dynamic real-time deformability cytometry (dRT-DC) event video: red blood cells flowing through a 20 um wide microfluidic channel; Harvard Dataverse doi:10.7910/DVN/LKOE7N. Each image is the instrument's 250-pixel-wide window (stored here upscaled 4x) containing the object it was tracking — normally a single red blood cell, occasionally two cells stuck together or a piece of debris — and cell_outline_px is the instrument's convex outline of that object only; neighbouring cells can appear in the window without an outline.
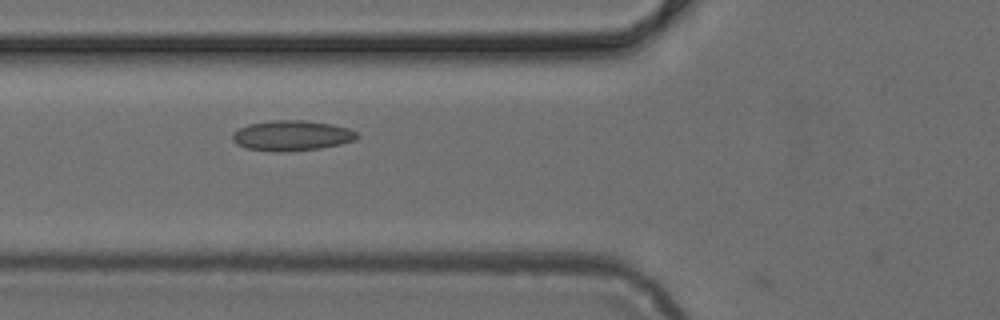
{"species": "common noctule bat (a hibernating species)", "species_latin": "Nyctalus noctula", "temperature_condition": "cold", "stored_images_in_passage": 4, "camera_frame_rate_fps": 3000, "um_per_image_px": 0.085, "animal": {"sex": "female", "body_mass_g": 24.6, "forearm_length_mm": 56.2}, "frame": {"image": 1, "passage_image": 2, "time_ms": 0.333, "image_size_px": [1000, 320], "cell_outline_px": [[360, 136], [356, 140], [340, 144], [320, 148], [248, 148], [236, 144], [232, 140], [232, 132], [248, 124], [272, 120], [304, 120], [332, 124], [348, 128], [356, 132]], "centroid_in_image_um": [24.84, 11.46], "position_along_channel_um": 101.0, "area_um2": 20.92}}
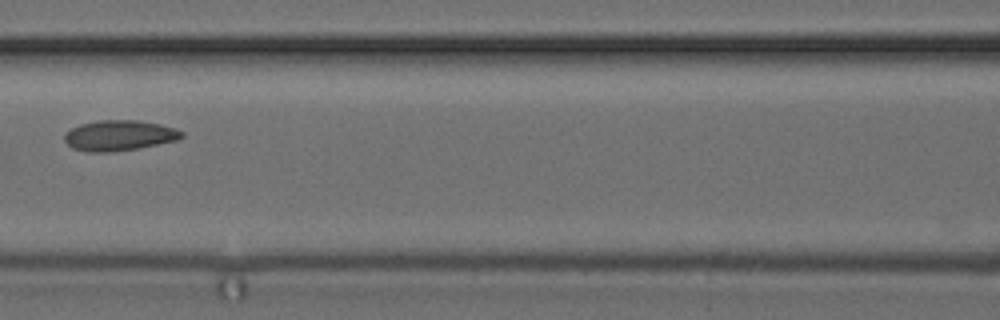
{"frame": {"image": 2, "passage_image": 3, "time_ms": 0.667, "image_size_px": [1000, 320], "cell_outline_px": [[184, 136], [176, 140], [136, 148], [112, 152], [88, 152], [72, 148], [64, 140], [64, 132], [80, 124], [100, 120], [136, 120], [160, 124], [176, 128], [184, 132]], "centroid_in_image_um": [10.11, 11.51], "position_along_channel_um": 156.5, "area_um2": 20.75}}
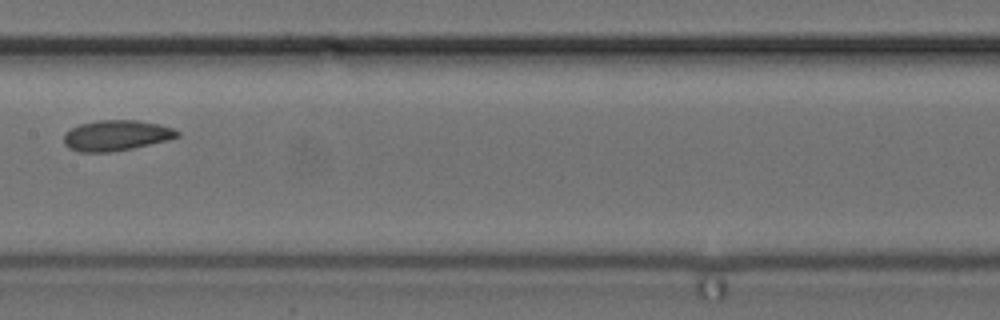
{"frame": {"image": 3, "passage_image": 4, "time_ms": 1.0, "image_size_px": [1000, 320], "cell_outline_px": [[180, 136], [168, 140], [132, 148], [112, 152], [80, 152], [68, 148], [64, 144], [64, 132], [80, 124], [96, 120], [136, 120], [160, 124], [172, 128], [180, 132]], "centroid_in_image_um": [9.87, 11.51], "position_along_channel_um": 197.5, "area_um2": 20.29}}